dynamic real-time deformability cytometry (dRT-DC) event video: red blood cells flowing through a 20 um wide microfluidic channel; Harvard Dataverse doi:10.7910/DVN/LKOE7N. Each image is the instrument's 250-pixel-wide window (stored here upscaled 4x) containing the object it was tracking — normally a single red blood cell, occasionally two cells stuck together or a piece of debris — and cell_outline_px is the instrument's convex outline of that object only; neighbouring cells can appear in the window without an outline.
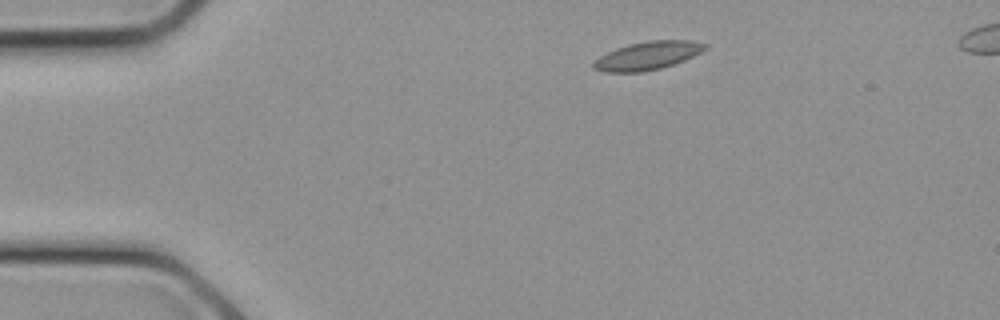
{"species": "common noctule bat (a hibernating species)", "species_latin": "Nyctalus noctula", "temperature_condition": "cold", "stored_images_in_passage": 12, "camera_frame_rate_fps": 3000, "um_per_image_px": 0.085, "animal": {"sex": "female", "body_mass_g": 21.9}, "frame": {"image": 1, "passage_image": 1, "time_ms": 0.0, "image_size_px": [1000, 320], "cell_outline_px": [[708, 48], [684, 60], [660, 68], [644, 72], [604, 72], [592, 68], [592, 64], [600, 56], [616, 48], [628, 44], [648, 40], [692, 40], [708, 44]], "centroid_in_image_um": [55.05, 4.72], "position_along_channel_um": 30.0, "area_um2": 18.32}}
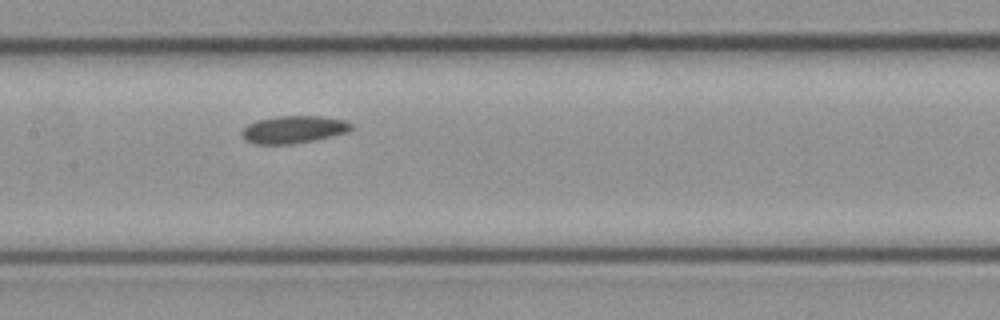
{"frame": {"image": 2, "passage_image": 9, "time_ms": 2.667, "image_size_px": [1000, 320], "cell_outline_px": [[352, 128], [344, 132], [312, 140], [288, 144], [256, 144], [244, 140], [240, 132], [248, 124], [256, 120], [276, 116], [320, 116], [344, 120], [352, 124]], "centroid_in_image_um": [24.87, 10.99], "position_along_channel_um": 182.5, "area_um2": 17.22}}
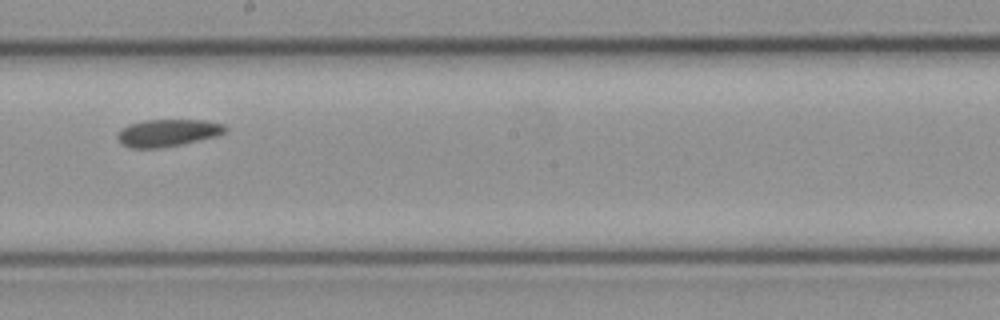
{"frame": {"image": 3, "passage_image": 11, "time_ms": 3.333, "image_size_px": [1000, 320], "cell_outline_px": [[228, 132], [216, 136], [180, 144], [160, 148], [128, 148], [120, 144], [116, 136], [120, 128], [144, 120], [204, 120], [224, 124], [228, 128]], "centroid_in_image_um": [14.24, 11.29], "position_along_channel_um": 234.0, "area_um2": 17.22}}